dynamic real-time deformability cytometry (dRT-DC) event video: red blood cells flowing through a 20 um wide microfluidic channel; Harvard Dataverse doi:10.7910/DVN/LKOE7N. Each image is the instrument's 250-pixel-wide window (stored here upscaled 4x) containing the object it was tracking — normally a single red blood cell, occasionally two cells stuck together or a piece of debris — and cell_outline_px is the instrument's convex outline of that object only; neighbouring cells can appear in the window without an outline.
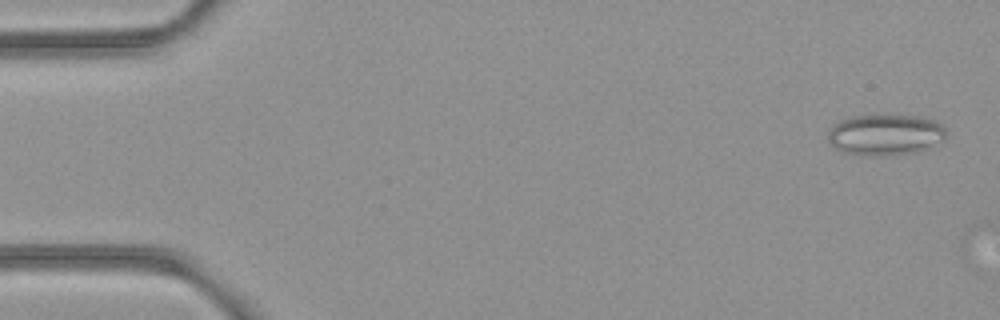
{"species": "common noctule bat (a hibernating species)", "species_latin": "Nyctalus noctula", "temperature_condition": "room temperature", "stored_images_in_passage": 5, "camera_frame_rate_fps": 3000, "um_per_image_px": 0.085, "animal": {"sex": "female", "body_mass_g": 21.9}, "frame": {"image": 1, "passage_image": 1, "time_ms": 0.0, "image_size_px": [1000, 320], "cell_outline_px": [[948, 132], [944, 140], [916, 152], [880, 156], [864, 156], [844, 152], [836, 148], [828, 140], [828, 128], [832, 124], [840, 120], [852, 116], [916, 116], [936, 120]], "centroid_in_image_um": [75.23, 11.46], "position_along_channel_um": 9.8, "area_um2": 28.26}}